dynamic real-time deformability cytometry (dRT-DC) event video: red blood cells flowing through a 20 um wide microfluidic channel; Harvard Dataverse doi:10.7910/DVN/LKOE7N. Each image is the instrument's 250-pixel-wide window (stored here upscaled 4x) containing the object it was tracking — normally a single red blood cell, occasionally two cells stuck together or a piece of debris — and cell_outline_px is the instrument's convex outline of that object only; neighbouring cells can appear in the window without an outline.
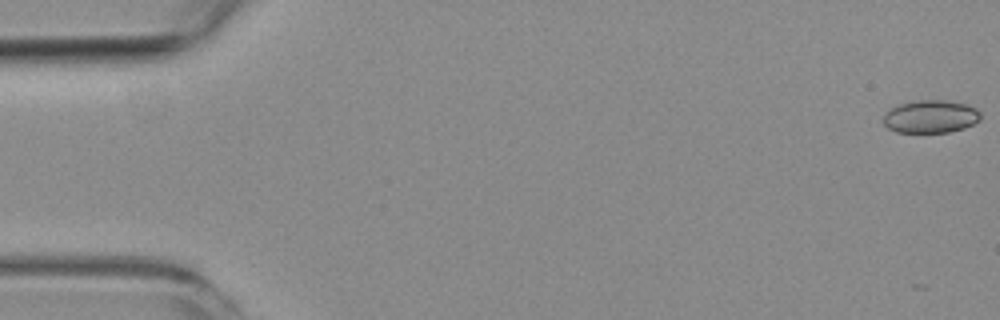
{"species": "common noctule bat (a hibernating species)", "species_latin": "Nyctalus noctula", "temperature_condition": "room temperature", "stored_images_in_passage": 6, "camera_frame_rate_fps": 3000, "um_per_image_px": 0.085, "animal": {"sex": "female", "body_mass_g": 19.3, "forearm_length_mm": 54.1}, "frame": {"image": 1, "passage_image": 1, "time_ms": 0.0, "image_size_px": [1000, 320], "cell_outline_px": [[980, 120], [964, 128], [948, 132], [896, 132], [888, 128], [884, 124], [884, 116], [892, 108], [900, 104], [920, 100], [944, 100], [964, 104], [976, 108], [980, 112]], "centroid_in_image_um": [79.12, 9.91], "position_along_channel_um": 5.9, "area_um2": 18.32}}
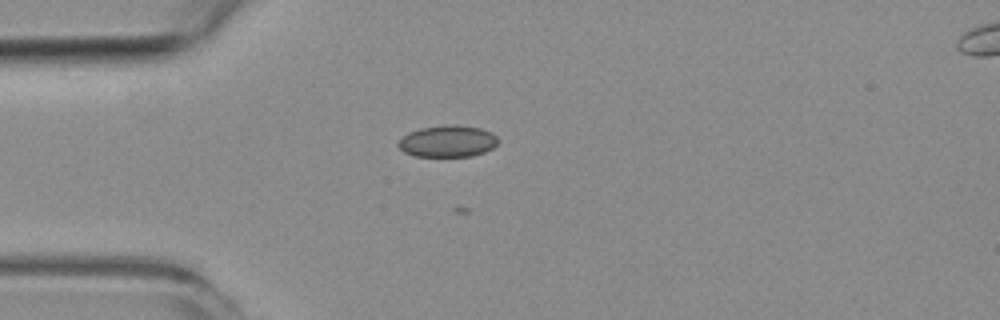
{"frame": {"image": 2, "passage_image": 5, "time_ms": 4.667, "image_size_px": [1000, 320], "cell_outline_px": [[500, 140], [492, 148], [484, 152], [472, 156], [412, 156], [404, 152], [396, 144], [408, 132], [420, 128], [452, 124], [456, 124], [480, 128], [492, 132]], "centroid_in_image_um": [38.06, 12.0], "position_along_channel_um": 46.9, "area_um2": 18.5}}